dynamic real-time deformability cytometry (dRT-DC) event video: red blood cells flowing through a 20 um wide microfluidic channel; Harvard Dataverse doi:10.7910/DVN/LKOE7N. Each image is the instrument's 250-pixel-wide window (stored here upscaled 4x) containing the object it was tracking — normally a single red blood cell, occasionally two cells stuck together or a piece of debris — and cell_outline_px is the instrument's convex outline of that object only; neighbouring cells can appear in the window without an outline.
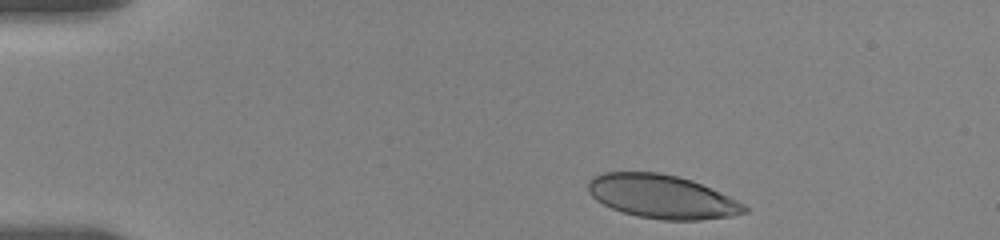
{"species": "human", "species_latin": "Homo sapiens", "temperature_condition": "room temperature", "stored_images_in_passage": 6, "camera_frame_rate_fps": 3000, "um_per_image_px": 0.085, "donor": {"sex": "female"}, "frame": {"image": 1, "passage_image": 1, "time_ms": 0.0, "image_size_px": [1000, 240], "cell_outline_px": [[748, 212], [732, 216], [700, 220], [660, 220], [636, 216], [612, 208], [596, 200], [588, 192], [588, 184], [592, 176], [604, 172], [656, 172], [676, 176], [692, 180], [728, 196], [744, 204], [748, 208]], "centroid_in_image_um": [56.26, 16.72], "position_along_channel_um": 28.7, "area_um2": 39.59}}
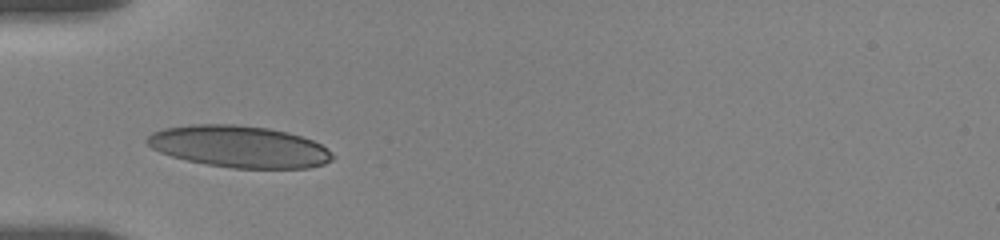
{"frame": {"image": 2, "passage_image": 4, "time_ms": 3.0, "image_size_px": [1000, 240], "cell_outline_px": [[336, 156], [332, 160], [324, 164], [308, 168], [232, 168], [208, 164], [188, 160], [172, 156], [160, 152], [152, 148], [144, 140], [152, 132], [164, 128], [192, 124], [236, 124], [268, 128], [288, 132], [312, 140], [328, 148]], "centroid_in_image_um": [20.35, 12.45], "position_along_channel_um": 64.6, "area_um2": 45.2}}
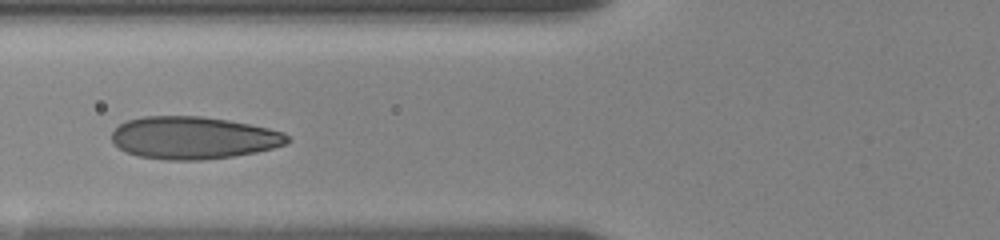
{"frame": {"image": 3, "passage_image": 5, "time_ms": 4.333, "image_size_px": [1000, 240], "cell_outline_px": [[292, 140], [284, 144], [272, 148], [256, 152], [232, 156], [200, 160], [164, 160], [136, 156], [124, 152], [112, 140], [112, 132], [120, 124], [128, 120], [144, 116], [200, 116], [228, 120], [268, 128], [284, 132]], "centroid_in_image_um": [16.42, 11.72], "position_along_channel_um": 109.4, "area_um2": 43.41}}